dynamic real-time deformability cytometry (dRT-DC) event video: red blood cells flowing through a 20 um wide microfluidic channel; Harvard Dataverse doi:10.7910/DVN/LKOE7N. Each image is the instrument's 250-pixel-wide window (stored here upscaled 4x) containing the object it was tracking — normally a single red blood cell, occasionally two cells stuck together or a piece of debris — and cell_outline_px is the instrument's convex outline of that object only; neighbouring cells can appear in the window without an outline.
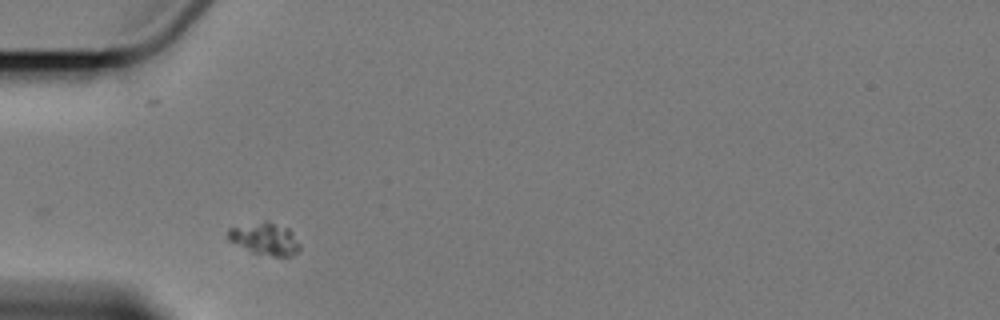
{"species": "Egyptian fruit bat (a non-hibernating species)", "species_latin": "Rousettus aegyptiacus", "temperature_condition": "cold", "stored_images_in_passage": 3, "camera_frame_rate_fps": 3000, "um_per_image_px": 0.085, "animal": {"sex": "female"}, "frame": {"image": 1, "passage_image": 1, "time_ms": 0.0, "image_size_px": [1000, 320], "cell_outline_px": [[300, 248], [292, 256], [272, 256], [252, 252], [228, 240], [228, 228], [264, 220], [288, 228], [292, 232], [300, 244]], "centroid_in_image_um": [22.52, 20.29], "position_along_channel_um": 62.5, "area_um2": 13.41}}
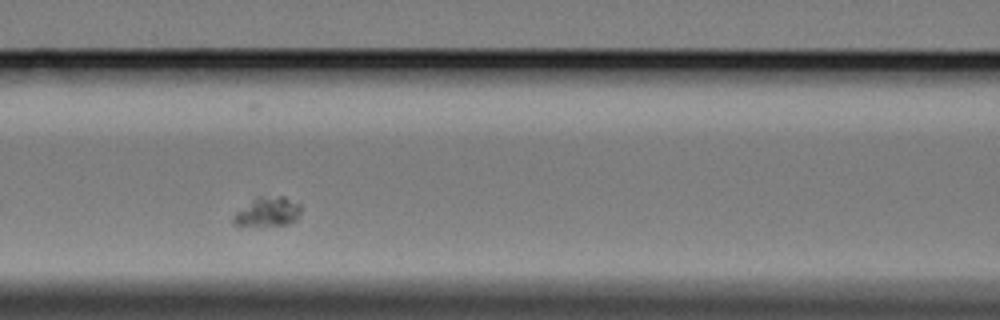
{"frame": {"image": 2, "passage_image": 3, "time_ms": 2.667, "image_size_px": [1000, 320], "cell_outline_px": [[300, 212], [288, 224], [236, 224], [232, 220], [236, 212], [256, 196], [284, 196], [300, 204]], "centroid_in_image_um": [22.75, 17.94], "position_along_channel_um": 143.8, "area_um2": 10.98}}